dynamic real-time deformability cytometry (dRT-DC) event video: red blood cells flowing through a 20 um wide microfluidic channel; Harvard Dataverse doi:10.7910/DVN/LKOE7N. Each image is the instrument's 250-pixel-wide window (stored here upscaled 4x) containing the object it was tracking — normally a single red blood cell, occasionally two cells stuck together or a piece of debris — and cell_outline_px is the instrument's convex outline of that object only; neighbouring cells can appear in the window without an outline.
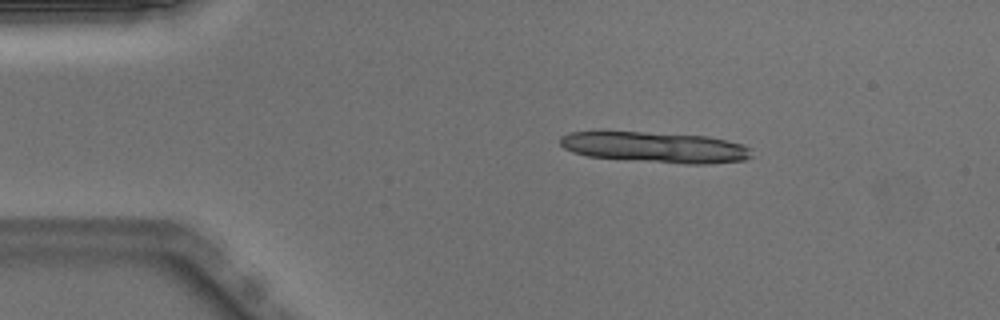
{"species": "Egyptian fruit bat (a non-hibernating species)", "species_latin": "Rousettus aegyptiacus", "temperature_condition": "warm", "stored_images_in_passage": 14, "camera_frame_rate_fps": 3000, "um_per_image_px": 0.085, "animal": {"sex": "male"}, "frame": {"image": 1, "passage_image": 8, "time_ms": 2.333, "image_size_px": [1000, 320], "cell_outline_px": [[752, 156], [744, 160], [708, 164], [684, 164], [588, 156], [572, 152], [564, 148], [560, 144], [560, 136], [568, 132], [644, 132], [708, 136], [728, 140], [744, 144], [752, 148]], "centroid_in_image_um": [55.75, 12.52], "position_along_channel_um": 29.2, "area_um2": 34.39}}